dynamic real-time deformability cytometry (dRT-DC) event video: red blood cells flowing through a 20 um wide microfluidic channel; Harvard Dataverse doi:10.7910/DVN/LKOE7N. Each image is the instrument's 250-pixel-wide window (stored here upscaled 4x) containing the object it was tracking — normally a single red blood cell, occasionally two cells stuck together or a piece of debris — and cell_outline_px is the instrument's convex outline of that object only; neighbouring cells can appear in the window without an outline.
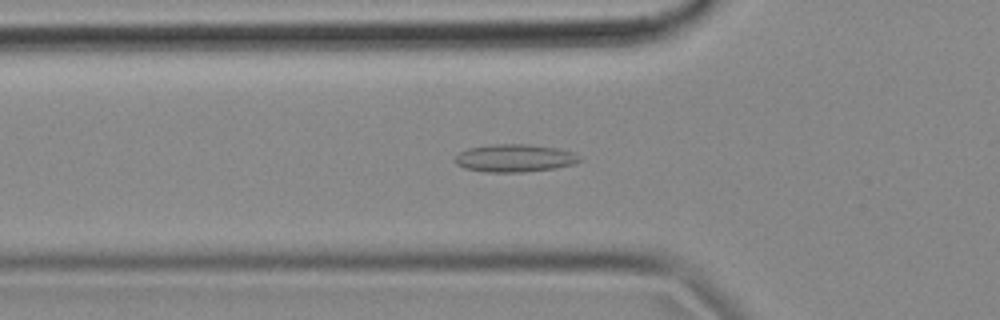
{"species": "common noctule bat (a hibernating species)", "species_latin": "Nyctalus noctula", "temperature_condition": "cold", "stored_images_in_passage": 54, "camera_frame_rate_fps": 3000, "um_per_image_px": 0.085, "animal": {"sex": "female", "body_mass_g": 18.4}, "frame": {"image": 1, "passage_image": 18, "time_ms": 5.667, "image_size_px": [1000, 320], "cell_outline_px": [[584, 160], [576, 164], [556, 168], [524, 172], [484, 172], [464, 168], [456, 164], [452, 160], [460, 152], [468, 148], [492, 144], [528, 144], [560, 148], [572, 152], [580, 156]], "centroid_in_image_um": [43.78, 13.44], "position_along_channel_um": 82.0, "area_um2": 20.52}}
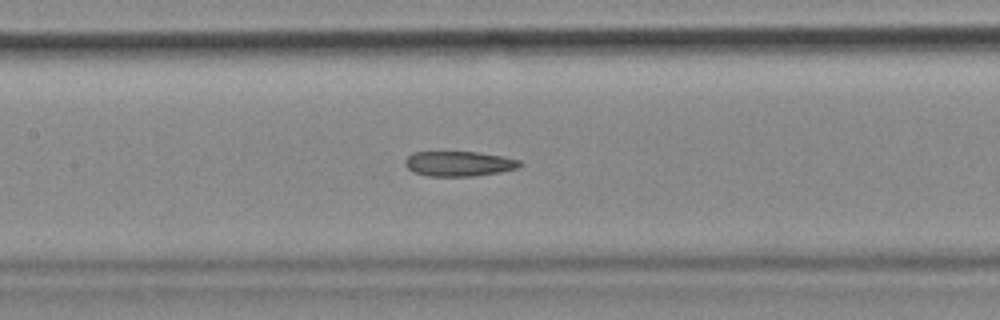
{"frame": {"image": 2, "passage_image": 25, "time_ms": 8.0, "image_size_px": [1000, 320], "cell_outline_px": [[524, 164], [516, 168], [500, 172], [472, 176], [428, 176], [412, 172], [404, 164], [404, 160], [412, 152], [480, 152], [504, 156], [520, 160]], "centroid_in_image_um": [39.01, 13.91], "position_along_channel_um": 168.4, "area_um2": 16.88}}
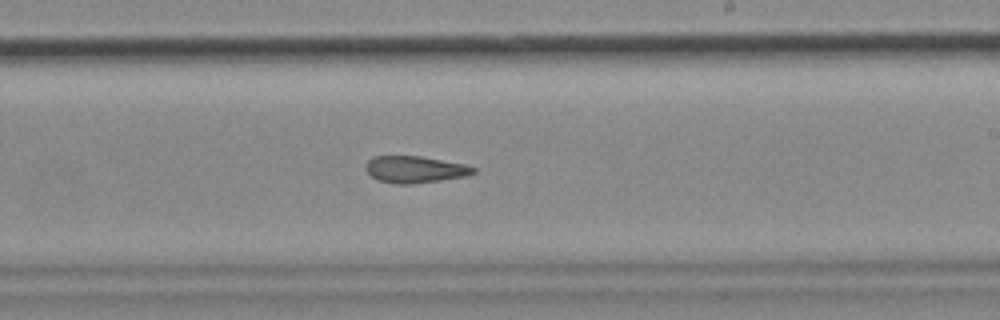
{"frame": {"image": 3, "passage_image": 32, "time_ms": 10.333, "image_size_px": [1000, 320], "cell_outline_px": [[476, 172], [464, 176], [440, 180], [412, 184], [396, 184], [376, 180], [364, 168], [368, 160], [372, 156], [420, 156], [464, 164], [476, 168]], "centroid_in_image_um": [35.23, 14.4], "position_along_channel_um": 253.8, "area_um2": 16.76}, "authors_computed_cell_mechanics": {"area_um2": 17.9469, "velocity_mm_per_s": 3.6887, "shape_relaxation_time_tau1_ms": null, "shape_relaxation_time_tau2_ms": 6.1591, "deformation_change_tau1": null, "deformation_change_tau2": 0.1491}}